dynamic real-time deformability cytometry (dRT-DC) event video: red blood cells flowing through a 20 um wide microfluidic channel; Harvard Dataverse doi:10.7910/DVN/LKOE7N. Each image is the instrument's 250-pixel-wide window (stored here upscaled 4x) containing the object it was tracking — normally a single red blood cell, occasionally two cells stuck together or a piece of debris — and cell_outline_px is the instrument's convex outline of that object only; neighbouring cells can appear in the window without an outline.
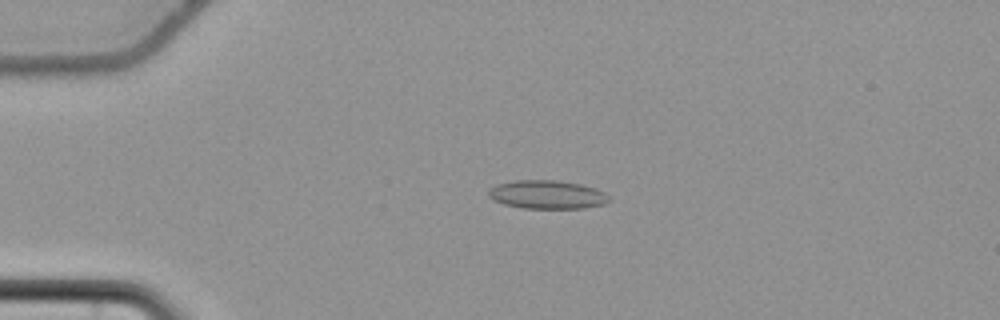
{"species": "common noctule bat (a hibernating species)", "species_latin": "Nyctalus noctula", "temperature_condition": "cold", "stored_images_in_passage": 58, "camera_frame_rate_fps": 3000, "um_per_image_px": 0.085, "animal": {"sex": "female", "body_mass_g": 22.7, "forearm_length_mm": 54.2}, "frame": {"image": 1, "passage_image": 15, "time_ms": 4.667, "image_size_px": [1000, 320], "cell_outline_px": [[612, 200], [604, 204], [584, 208], [520, 208], [504, 204], [492, 200], [488, 196], [488, 188], [496, 184], [516, 180], [556, 180], [580, 184], [596, 188], [604, 192]], "centroid_in_image_um": [46.48, 16.54], "position_along_channel_um": 38.5, "area_um2": 20.23}}
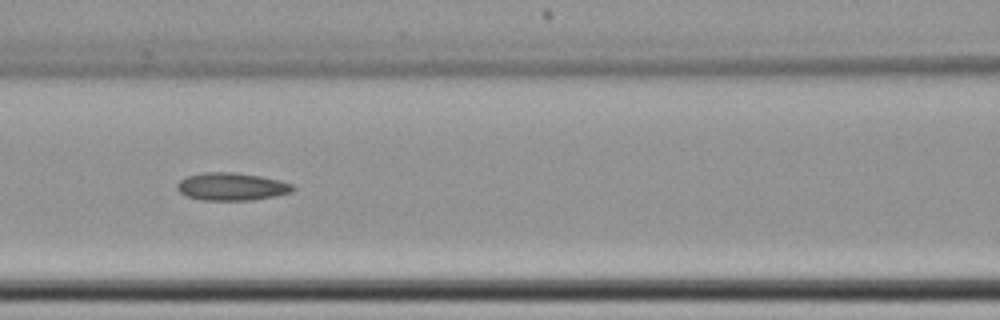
{"frame": {"image": 2, "passage_image": 27, "time_ms": 8.667, "image_size_px": [1000, 320], "cell_outline_px": [[296, 188], [292, 192], [276, 196], [252, 200], [200, 200], [188, 196], [180, 192], [176, 188], [176, 184], [184, 176], [204, 172], [232, 172], [260, 176], [292, 184]], "centroid_in_image_um": [19.66, 15.86], "position_along_channel_um": 146.9, "area_um2": 18.73}}
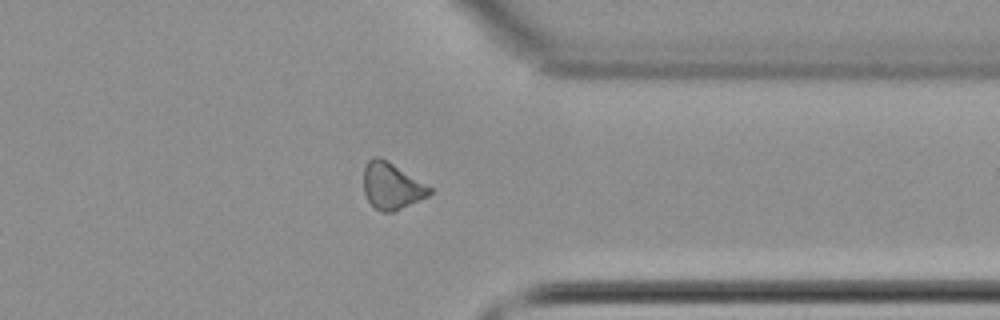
{"frame": {"image": 3, "passage_image": 46, "time_ms": 15.0, "image_size_px": [1000, 320], "cell_outline_px": [[432, 192], [428, 196], [392, 212], [384, 212], [376, 208], [368, 200], [364, 192], [364, 168], [368, 160], [372, 156], [380, 156], [388, 160], [432, 188]], "centroid_in_image_um": [33.28, 15.78], "position_along_channel_um": 378.1, "area_um2": 17.74}, "authors_computed_cell_mechanics": {"area_um2": 18.4382, "velocity_mm_per_s": 3.7169, "shape_relaxation_time_tau1_ms": 3.0882, "shape_relaxation_time_tau2_ms": 7.7562, "deformation_change_tau1": 0.0661, "deformation_change_tau2": 0.1567}}